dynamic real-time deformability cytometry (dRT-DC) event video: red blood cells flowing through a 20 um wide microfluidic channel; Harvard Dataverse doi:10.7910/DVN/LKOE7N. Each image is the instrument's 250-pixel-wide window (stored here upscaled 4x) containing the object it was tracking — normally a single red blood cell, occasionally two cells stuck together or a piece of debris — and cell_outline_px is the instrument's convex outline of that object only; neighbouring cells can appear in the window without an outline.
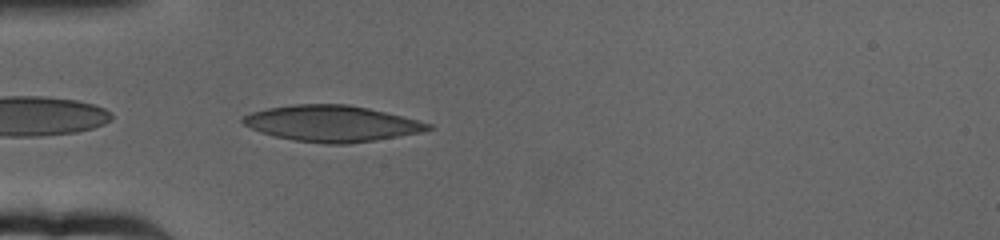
{"species": "human", "species_latin": "Homo sapiens", "temperature_condition": "cold", "stored_images_in_passage": 46, "camera_frame_rate_fps": 3000, "um_per_image_px": 0.085, "donor": {"sex": "female"}, "frame": {"image": 1, "passage_image": 2, "time_ms": 0.333, "image_size_px": [1000, 240], "cell_outline_px": [[432, 128], [424, 132], [376, 140], [348, 144], [324, 144], [292, 140], [260, 132], [244, 124], [240, 120], [240, 116], [252, 112], [268, 108], [292, 104], [348, 104], [368, 108], [432, 124]], "centroid_in_image_um": [28.17, 10.5], "position_along_channel_um": 56.8, "area_um2": 38.96}}
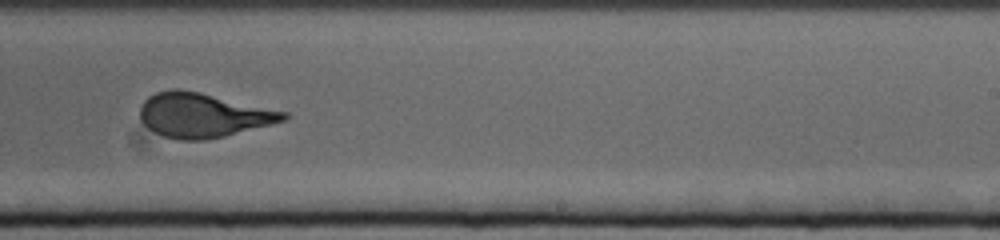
{"frame": {"image": 2, "passage_image": 23, "time_ms": 7.333, "image_size_px": [1000, 240], "cell_outline_px": [[288, 116], [284, 120], [272, 124], [224, 136], [204, 140], [180, 140], [164, 136], [148, 128], [140, 120], [140, 108], [144, 100], [148, 96], [156, 92], [172, 88], [176, 88], [200, 92], [288, 112]], "centroid_in_image_um": [17.23, 9.78], "position_along_channel_um": 271.8, "area_um2": 36.99}}
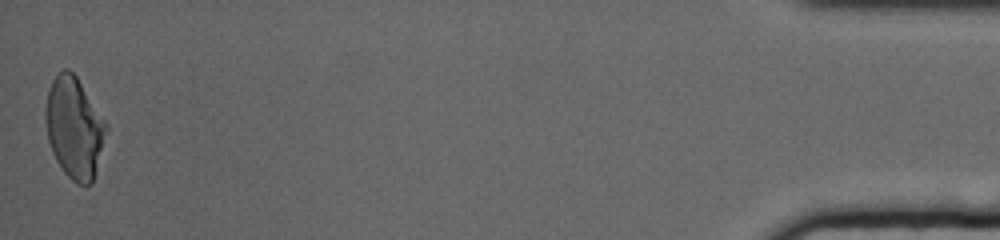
{"frame": {"image": 3, "passage_image": 46, "time_ms": 15.0, "image_size_px": [1000, 240], "cell_outline_px": [[108, 128], [92, 184], [76, 184], [64, 172], [56, 160], [52, 152], [48, 140], [44, 116], [44, 112], [48, 88], [52, 80], [64, 68], [68, 68], [76, 76], [108, 124]], "centroid_in_image_um": [6.3, 10.85], "position_along_channel_um": 428.9, "area_um2": 35.78}, "authors_computed_cell_mechanics": {"area_um2": 37.4544, "velocity_mm_per_s": 3.1772, "shape_relaxation_time_tau1_ms": 5.5834, "shape_relaxation_time_tau2_ms": null, "deformation_change_tau1": 0.1915, "deformation_change_tau2": null}}